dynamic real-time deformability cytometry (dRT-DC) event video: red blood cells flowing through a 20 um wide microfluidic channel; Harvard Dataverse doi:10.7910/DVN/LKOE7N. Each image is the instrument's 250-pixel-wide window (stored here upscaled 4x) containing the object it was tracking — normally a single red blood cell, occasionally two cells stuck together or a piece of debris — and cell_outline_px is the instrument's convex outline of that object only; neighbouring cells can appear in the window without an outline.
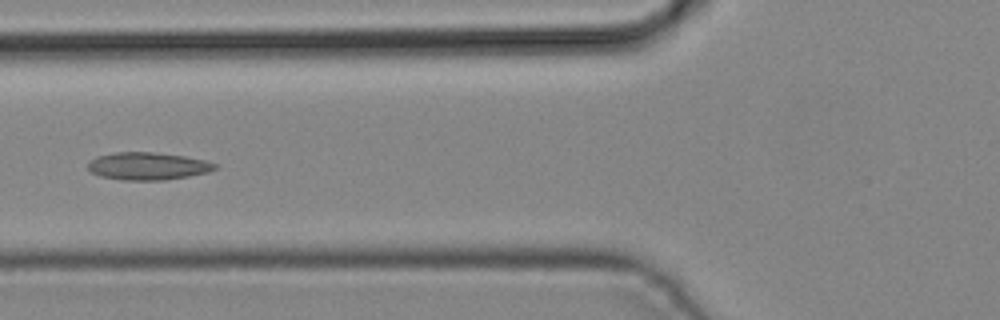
{"species": "common noctule bat (a hibernating species)", "species_latin": "Nyctalus noctula", "temperature_condition": "cold", "stored_images_in_passage": 5, "camera_frame_rate_fps": 3000, "um_per_image_px": 0.085, "animal": {"sex": "male", "body_mass_g": 19.2, "forearm_length_mm": 51.8}, "frame": {"image": 1, "passage_image": 5, "time_ms": 1.333, "image_size_px": [1000, 320], "cell_outline_px": [[216, 168], [208, 172], [188, 176], [164, 180], [120, 180], [100, 176], [92, 172], [88, 168], [88, 160], [96, 156], [116, 152], [152, 152], [184, 156], [204, 160], [216, 164]], "centroid_in_image_um": [12.51, 14.12], "position_along_channel_um": 113.3, "area_um2": 20.35}}